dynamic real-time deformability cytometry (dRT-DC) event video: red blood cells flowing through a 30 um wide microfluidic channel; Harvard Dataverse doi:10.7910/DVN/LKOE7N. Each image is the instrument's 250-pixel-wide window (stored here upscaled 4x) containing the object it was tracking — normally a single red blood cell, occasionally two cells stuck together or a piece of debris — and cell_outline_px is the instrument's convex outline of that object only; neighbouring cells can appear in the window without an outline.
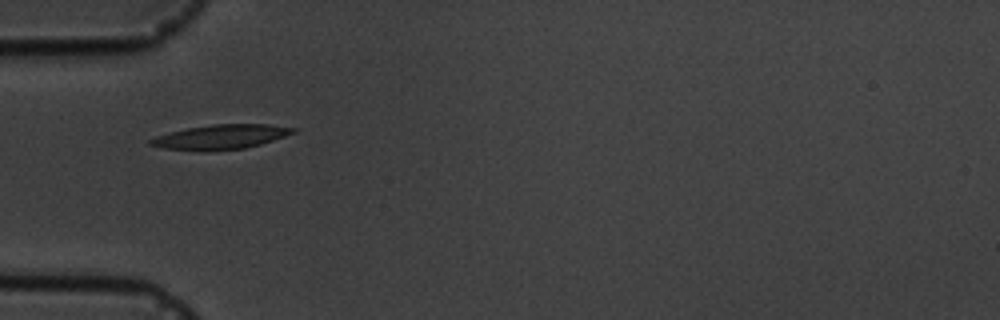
{"species": "common noctule bat (a hibernating species)", "species_latin": "Nyctalus noctula", "temperature_condition": "cold", "stored_images_in_passage": 1, "camera_frame_rate_fps": 3000, "um_per_image_px": 0.085, "animal": {"sex": "male", "body_mass_g": 19.5, "forearm_length_mm": 54.6}, "frame": {"image": 1, "passage_image": 1, "time_ms": 0.0, "image_size_px": [1000, 320], "cell_outline_px": [[300, 128], [296, 132], [260, 144], [244, 148], [204, 152], [164, 148], [148, 144], [148, 140], [156, 136], [188, 128], [212, 124], [268, 124]], "centroid_in_image_um": [18.78, 11.64], "position_along_channel_um": 66.2, "area_um2": 20.46}}